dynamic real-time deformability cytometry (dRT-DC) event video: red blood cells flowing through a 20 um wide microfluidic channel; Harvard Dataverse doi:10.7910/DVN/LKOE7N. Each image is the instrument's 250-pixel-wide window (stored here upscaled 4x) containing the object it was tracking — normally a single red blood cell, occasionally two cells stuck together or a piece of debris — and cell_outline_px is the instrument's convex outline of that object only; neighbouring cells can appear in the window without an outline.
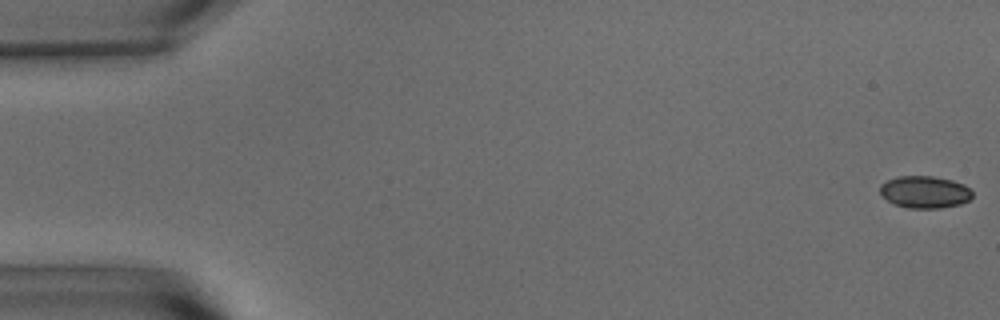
{"species": "common noctule bat (a hibernating species)", "species_latin": "Nyctalus noctula", "temperature_condition": "warm", "stored_images_in_passage": 57, "segment_of_instrument_passage": [1, 2], "camera_frame_rate_fps": 3000, "um_per_image_px": 0.085, "animal": {"sex": "male", "body_mass_g": 15.6}, "frame": {"image": 1, "passage_image": 1, "time_ms": 0.0, "image_size_px": [1000, 320], "cell_outline_px": [[972, 196], [968, 200], [960, 204], [940, 208], [908, 208], [896, 204], [880, 196], [880, 184], [896, 176], [932, 176], [952, 180], [964, 184], [972, 192]], "centroid_in_image_um": [78.58, 16.31], "position_along_channel_um": 6.4, "area_um2": 17.28}}
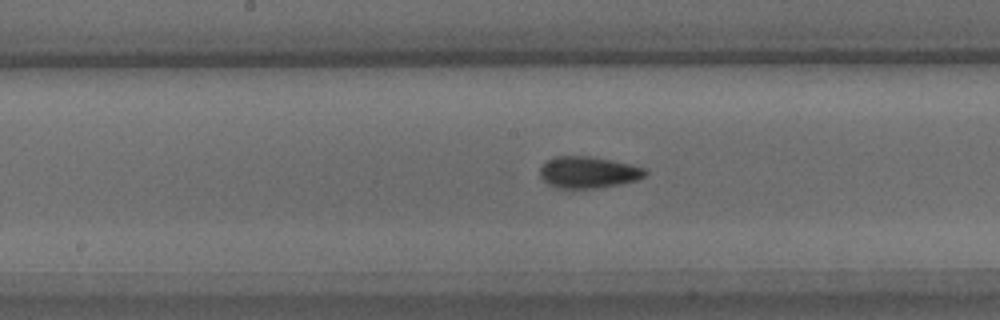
{"frame": {"image": 2, "passage_image": 29, "time_ms": 9.333, "image_size_px": [1000, 320], "cell_outline_px": [[648, 172], [644, 176], [636, 180], [620, 184], [596, 188], [556, 188], [548, 184], [540, 176], [540, 168], [544, 160], [556, 156], [592, 156], [628, 164], [644, 168]], "centroid_in_image_um": [49.95, 14.64], "position_along_channel_um": 198.2, "area_um2": 19.36}}
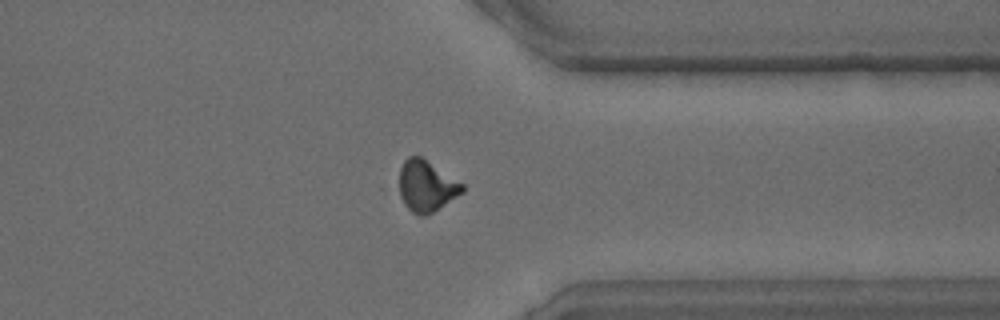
{"frame": {"image": 3, "passage_image": 44, "time_ms": 14.333, "image_size_px": [1000, 320], "cell_outline_px": [[464, 192], [432, 212], [424, 216], [420, 216], [412, 212], [404, 204], [392, 188], [400, 168], [404, 160], [408, 156], [420, 156], [464, 184]], "centroid_in_image_um": [36.12, 15.81], "position_along_channel_um": 375.3, "area_um2": 19.54}}